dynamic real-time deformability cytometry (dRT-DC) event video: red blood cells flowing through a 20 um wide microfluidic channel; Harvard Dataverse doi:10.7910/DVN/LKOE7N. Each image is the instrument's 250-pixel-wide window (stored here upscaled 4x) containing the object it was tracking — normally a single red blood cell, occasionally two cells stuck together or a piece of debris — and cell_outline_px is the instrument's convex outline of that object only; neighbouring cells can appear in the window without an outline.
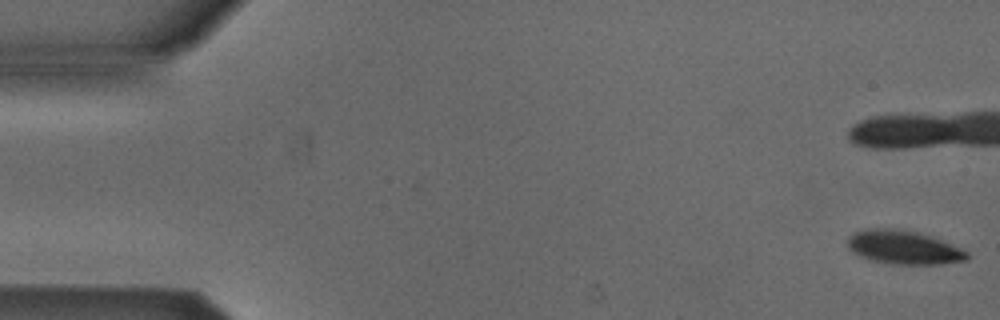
{"species": "Egyptian fruit bat (a non-hibernating species)", "species_latin": "Rousettus aegyptiacus", "temperature_condition": "cold", "stored_images_in_passage": 20, "camera_frame_rate_fps": 3000, "um_per_image_px": 0.085, "animal": {"sex": "male"}, "frame": {"image": 1, "passage_image": 1, "time_ms": 0.0, "image_size_px": [1000, 320], "cell_outline_px": [[968, 260], [940, 264], [888, 264], [872, 260], [860, 256], [852, 252], [848, 248], [848, 236], [852, 232], [864, 228], [896, 228], [916, 232], [940, 240], [960, 248], [968, 252]], "centroid_in_image_um": [76.75, 21.02], "position_along_channel_um": 8.3, "area_um2": 23.47}}